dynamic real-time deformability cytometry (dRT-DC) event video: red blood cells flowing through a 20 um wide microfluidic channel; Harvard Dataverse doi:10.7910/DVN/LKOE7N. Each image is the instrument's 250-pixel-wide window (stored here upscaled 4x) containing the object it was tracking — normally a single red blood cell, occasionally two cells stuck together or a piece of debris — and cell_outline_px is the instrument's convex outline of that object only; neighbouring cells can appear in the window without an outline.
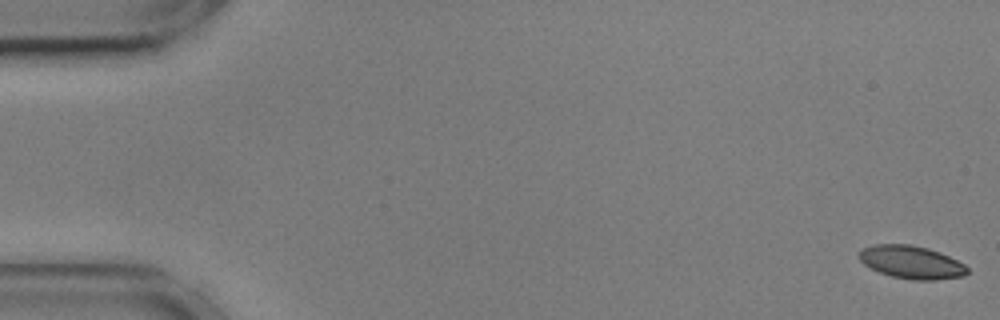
{"species": "common noctule bat (a hibernating species)", "species_latin": "Nyctalus noctula", "temperature_condition": "cold", "stored_images_in_passage": 56, "camera_frame_rate_fps": 3000, "um_per_image_px": 0.085, "animal": {"sex": "male", "body_mass_g": 17.9, "forearm_length_mm": 54.2}, "frame": {"image": 1, "passage_image": 1, "time_ms": 0.0, "image_size_px": [1000, 320], "cell_outline_px": [[968, 272], [964, 276], [936, 280], [912, 280], [892, 276], [880, 272], [864, 264], [860, 260], [860, 252], [864, 248], [876, 244], [912, 244], [928, 248], [940, 252], [964, 264], [968, 268]], "centroid_in_image_um": [77.51, 22.29], "position_along_channel_um": 7.5, "area_um2": 20.63}}
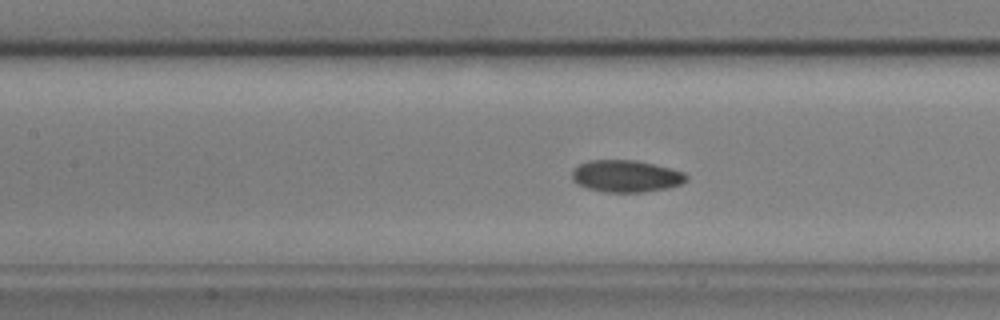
{"frame": {"image": 2, "passage_image": 25, "time_ms": 8.0, "image_size_px": [1000, 320], "cell_outline_px": [[688, 180], [680, 184], [668, 188], [644, 192], [604, 192], [588, 188], [572, 180], [572, 168], [588, 160], [636, 160], [672, 168], [684, 172], [688, 176]], "centroid_in_image_um": [53.23, 14.96], "position_along_channel_um": 154.2, "area_um2": 21.44}}
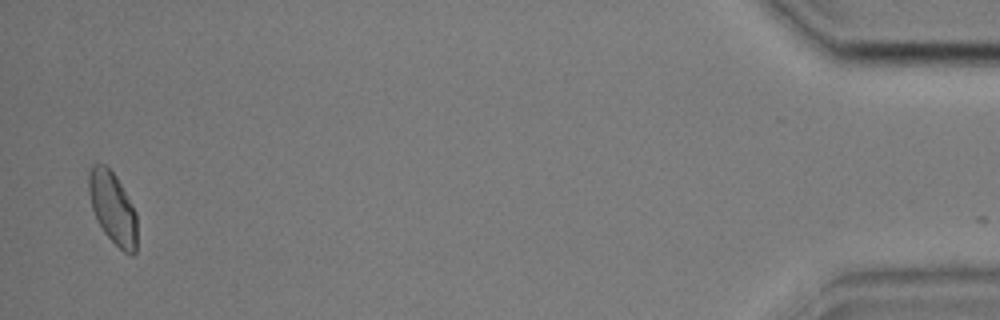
{"frame": {"image": 3, "passage_image": 55, "time_ms": 18.0, "image_size_px": [1000, 320], "cell_outline_px": [[136, 252], [132, 256], [124, 252], [104, 232], [96, 220], [92, 208], [88, 192], [88, 172], [92, 164], [104, 164], [116, 176], [132, 204], [136, 212]], "centroid_in_image_um": [9.57, 17.67], "position_along_channel_um": 425.6, "area_um2": 20.23}, "authors_computed_cell_mechanics": {"area_um2": 21.0103, "velocity_mm_per_s": 3.5688, "shape_relaxation_time_tau1_ms": 4.8154, "shape_relaxation_time_tau2_ms": 4.1463, "deformation_change_tau1": 0.0924, "deformation_change_tau2": 0.0711}}